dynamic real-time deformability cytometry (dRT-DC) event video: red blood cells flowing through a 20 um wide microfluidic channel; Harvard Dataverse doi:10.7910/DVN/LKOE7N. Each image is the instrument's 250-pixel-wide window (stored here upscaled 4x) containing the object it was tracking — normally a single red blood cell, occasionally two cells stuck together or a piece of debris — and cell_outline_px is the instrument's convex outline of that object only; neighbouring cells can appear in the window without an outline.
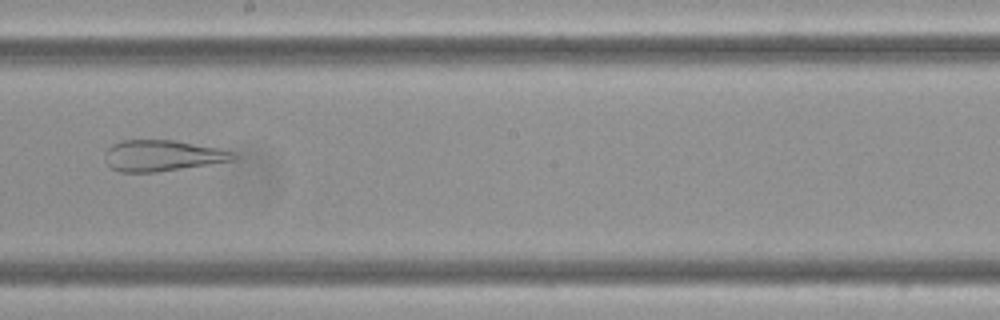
{"species": "Egyptian fruit bat (a non-hibernating species)", "species_latin": "Rousettus aegyptiacus", "temperature_condition": "cold", "stored_images_in_passage": 15, "camera_frame_rate_fps": 3000, "um_per_image_px": 0.085, "frame": {"image": 1, "passage_image": 9, "time_ms": 2.667, "image_size_px": [1000, 320], "cell_outline_px": [[236, 156], [232, 160], [208, 164], [156, 172], [120, 172], [112, 168], [108, 164], [108, 148], [112, 144], [120, 140], [176, 140], [220, 148], [236, 152]], "centroid_in_image_um": [13.84, 13.21], "position_along_channel_um": 234.4, "area_um2": 22.95}}
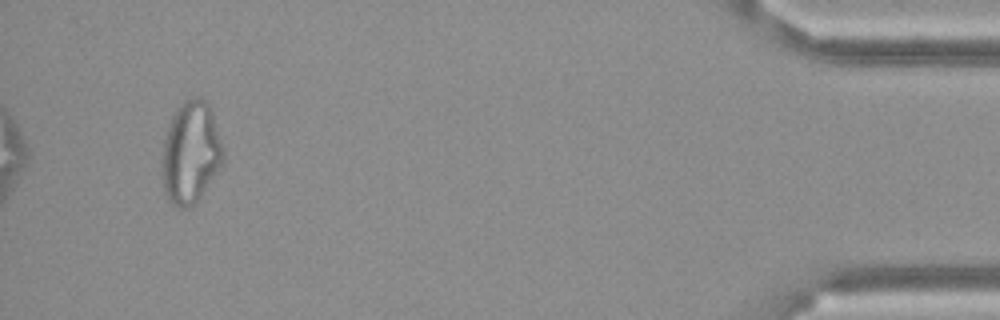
{"frame": {"image": 2, "passage_image": 15, "time_ms": 4.667, "image_size_px": [1000, 320], "cell_outline_px": [[224, 164], [196, 200], [192, 204], [184, 208], [180, 208], [172, 204], [168, 200], [164, 192], [164, 136], [172, 116], [176, 108], [184, 100], [192, 96], [196, 96], [204, 100], [208, 104], [212, 112], [224, 148]], "centroid_in_image_um": [16.24, 12.92], "position_along_channel_um": 419.0, "area_um2": 36.01}}